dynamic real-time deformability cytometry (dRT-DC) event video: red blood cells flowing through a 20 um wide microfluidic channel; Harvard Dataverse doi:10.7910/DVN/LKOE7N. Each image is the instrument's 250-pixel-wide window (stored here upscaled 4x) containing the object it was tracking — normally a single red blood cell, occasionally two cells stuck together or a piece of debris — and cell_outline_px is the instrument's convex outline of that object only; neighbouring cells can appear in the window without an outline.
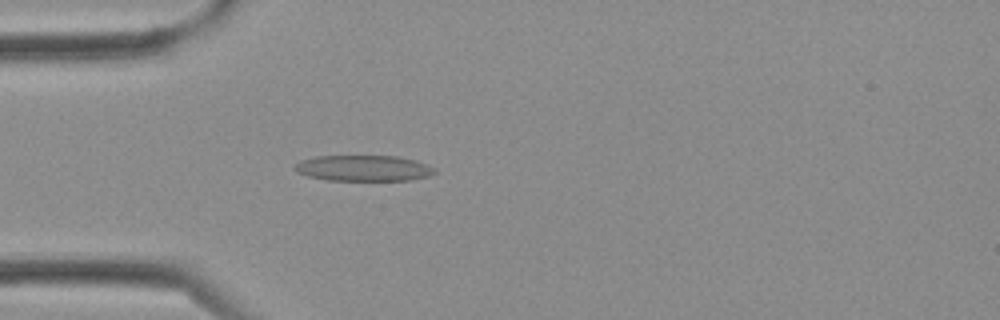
{"species": "Egyptian fruit bat (a non-hibernating species)", "species_latin": "Rousettus aegyptiacus", "temperature_condition": "cold", "stored_images_in_passage": 3, "camera_frame_rate_fps": 3000, "um_per_image_px": 0.085, "frame": {"image": 1, "passage_image": 3, "time_ms": 0.667, "image_size_px": [1000, 320], "cell_outline_px": [[436, 172], [428, 176], [412, 180], [328, 180], [308, 176], [296, 172], [292, 168], [300, 160], [316, 156], [396, 156], [416, 160], [428, 164], [436, 168]], "centroid_in_image_um": [30.91, 14.29], "position_along_channel_um": 54.1, "area_um2": 21.21}}